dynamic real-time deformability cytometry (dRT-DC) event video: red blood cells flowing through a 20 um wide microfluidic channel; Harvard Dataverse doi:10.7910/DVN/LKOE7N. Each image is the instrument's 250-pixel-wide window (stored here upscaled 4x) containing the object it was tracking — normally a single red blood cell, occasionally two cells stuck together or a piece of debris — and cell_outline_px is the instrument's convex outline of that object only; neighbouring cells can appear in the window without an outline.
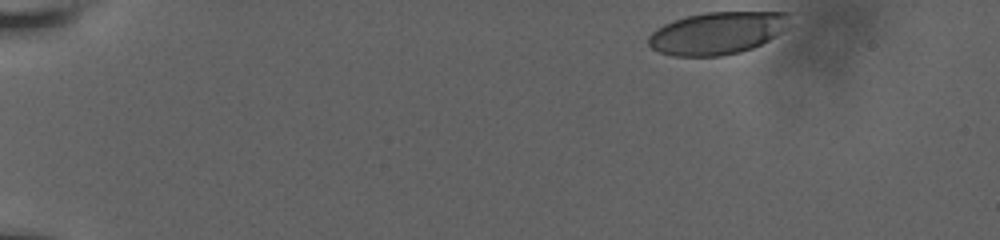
{"species": "human", "species_latin": "Homo sapiens", "temperature_condition": "room temperature", "stored_images_in_passage": 18, "camera_frame_rate_fps": 3000, "um_per_image_px": 0.085, "donor": {"sex": "male"}, "frame": {"image": 1, "passage_image": 1, "time_ms": 0.0, "image_size_px": [1000, 240], "cell_outline_px": [[792, 24], [788, 28], [776, 36], [752, 48], [740, 52], [720, 56], [672, 56], [660, 52], [652, 48], [648, 44], [648, 36], [656, 28], [664, 24], [688, 16], [704, 12], [792, 12]], "centroid_in_image_um": [61.03, 2.8], "position_along_channel_um": 24.0, "area_um2": 35.2}}
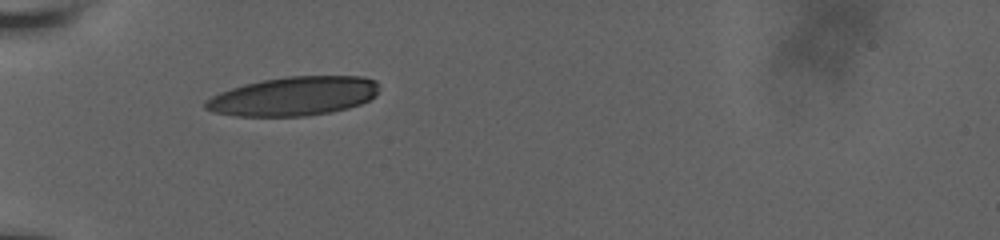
{"frame": {"image": 2, "passage_image": 17, "time_ms": 4.0, "image_size_px": [1000, 240], "cell_outline_px": [[380, 84], [376, 96], [360, 104], [348, 108], [332, 112], [304, 116], [236, 116], [212, 112], [204, 108], [204, 100], [220, 92], [244, 84], [264, 80], [288, 76], [364, 76], [376, 80]], "centroid_in_image_um": [24.98, 8.18], "position_along_channel_um": 60.0, "area_um2": 39.65}}